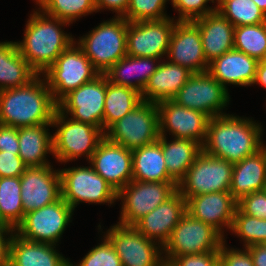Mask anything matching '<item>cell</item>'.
Listing matches in <instances>:
<instances>
[{"label":"cell","mask_w":266,"mask_h":266,"mask_svg":"<svg viewBox=\"0 0 266 266\" xmlns=\"http://www.w3.org/2000/svg\"><path fill=\"white\" fill-rule=\"evenodd\" d=\"M113 245L122 266H163V248L134 226L114 224L103 232Z\"/></svg>","instance_id":"obj_14"},{"label":"cell","mask_w":266,"mask_h":266,"mask_svg":"<svg viewBox=\"0 0 266 266\" xmlns=\"http://www.w3.org/2000/svg\"><path fill=\"white\" fill-rule=\"evenodd\" d=\"M14 233V228L0 223V266H9V247Z\"/></svg>","instance_id":"obj_47"},{"label":"cell","mask_w":266,"mask_h":266,"mask_svg":"<svg viewBox=\"0 0 266 266\" xmlns=\"http://www.w3.org/2000/svg\"><path fill=\"white\" fill-rule=\"evenodd\" d=\"M160 61L158 58L126 55L104 74L110 83L130 87L141 93Z\"/></svg>","instance_id":"obj_28"},{"label":"cell","mask_w":266,"mask_h":266,"mask_svg":"<svg viewBox=\"0 0 266 266\" xmlns=\"http://www.w3.org/2000/svg\"><path fill=\"white\" fill-rule=\"evenodd\" d=\"M133 180L175 182L168 174L159 141L132 150Z\"/></svg>","instance_id":"obj_31"},{"label":"cell","mask_w":266,"mask_h":266,"mask_svg":"<svg viewBox=\"0 0 266 266\" xmlns=\"http://www.w3.org/2000/svg\"><path fill=\"white\" fill-rule=\"evenodd\" d=\"M237 201L230 191L196 195L186 199V212L195 219L211 225L225 237L231 229Z\"/></svg>","instance_id":"obj_21"},{"label":"cell","mask_w":266,"mask_h":266,"mask_svg":"<svg viewBox=\"0 0 266 266\" xmlns=\"http://www.w3.org/2000/svg\"><path fill=\"white\" fill-rule=\"evenodd\" d=\"M178 105L205 113L209 118L225 115L228 90L207 71L193 73L172 99Z\"/></svg>","instance_id":"obj_13"},{"label":"cell","mask_w":266,"mask_h":266,"mask_svg":"<svg viewBox=\"0 0 266 266\" xmlns=\"http://www.w3.org/2000/svg\"><path fill=\"white\" fill-rule=\"evenodd\" d=\"M88 162L117 192L133 180L132 150L112 143L106 137Z\"/></svg>","instance_id":"obj_20"},{"label":"cell","mask_w":266,"mask_h":266,"mask_svg":"<svg viewBox=\"0 0 266 266\" xmlns=\"http://www.w3.org/2000/svg\"><path fill=\"white\" fill-rule=\"evenodd\" d=\"M230 231L241 238L244 248L261 245L266 241V219L246 215L237 207Z\"/></svg>","instance_id":"obj_38"},{"label":"cell","mask_w":266,"mask_h":266,"mask_svg":"<svg viewBox=\"0 0 266 266\" xmlns=\"http://www.w3.org/2000/svg\"><path fill=\"white\" fill-rule=\"evenodd\" d=\"M254 84H259L266 89V58L260 60L257 64Z\"/></svg>","instance_id":"obj_50"},{"label":"cell","mask_w":266,"mask_h":266,"mask_svg":"<svg viewBox=\"0 0 266 266\" xmlns=\"http://www.w3.org/2000/svg\"><path fill=\"white\" fill-rule=\"evenodd\" d=\"M39 9L48 16L70 24L83 16L97 12L95 0H35Z\"/></svg>","instance_id":"obj_35"},{"label":"cell","mask_w":266,"mask_h":266,"mask_svg":"<svg viewBox=\"0 0 266 266\" xmlns=\"http://www.w3.org/2000/svg\"><path fill=\"white\" fill-rule=\"evenodd\" d=\"M51 124L18 128L19 157L26 167L50 165L47 154L53 155Z\"/></svg>","instance_id":"obj_29"},{"label":"cell","mask_w":266,"mask_h":266,"mask_svg":"<svg viewBox=\"0 0 266 266\" xmlns=\"http://www.w3.org/2000/svg\"><path fill=\"white\" fill-rule=\"evenodd\" d=\"M258 62L256 58L232 49L209 63L207 72L227 90L228 84L246 87L254 83Z\"/></svg>","instance_id":"obj_23"},{"label":"cell","mask_w":266,"mask_h":266,"mask_svg":"<svg viewBox=\"0 0 266 266\" xmlns=\"http://www.w3.org/2000/svg\"><path fill=\"white\" fill-rule=\"evenodd\" d=\"M37 75L21 56L15 41L0 42V90L24 86Z\"/></svg>","instance_id":"obj_30"},{"label":"cell","mask_w":266,"mask_h":266,"mask_svg":"<svg viewBox=\"0 0 266 266\" xmlns=\"http://www.w3.org/2000/svg\"><path fill=\"white\" fill-rule=\"evenodd\" d=\"M127 27L128 21L115 14L76 42L100 74L127 55Z\"/></svg>","instance_id":"obj_4"},{"label":"cell","mask_w":266,"mask_h":266,"mask_svg":"<svg viewBox=\"0 0 266 266\" xmlns=\"http://www.w3.org/2000/svg\"><path fill=\"white\" fill-rule=\"evenodd\" d=\"M26 169L19 153L0 151V178L20 177Z\"/></svg>","instance_id":"obj_45"},{"label":"cell","mask_w":266,"mask_h":266,"mask_svg":"<svg viewBox=\"0 0 266 266\" xmlns=\"http://www.w3.org/2000/svg\"><path fill=\"white\" fill-rule=\"evenodd\" d=\"M57 108L41 74L24 86L0 90V124L3 125L19 128L51 124Z\"/></svg>","instance_id":"obj_2"},{"label":"cell","mask_w":266,"mask_h":266,"mask_svg":"<svg viewBox=\"0 0 266 266\" xmlns=\"http://www.w3.org/2000/svg\"><path fill=\"white\" fill-rule=\"evenodd\" d=\"M56 245L32 242L13 234L9 247V266H69Z\"/></svg>","instance_id":"obj_26"},{"label":"cell","mask_w":266,"mask_h":266,"mask_svg":"<svg viewBox=\"0 0 266 266\" xmlns=\"http://www.w3.org/2000/svg\"><path fill=\"white\" fill-rule=\"evenodd\" d=\"M219 256L224 266H254L251 254L246 248H230L226 242L222 244Z\"/></svg>","instance_id":"obj_43"},{"label":"cell","mask_w":266,"mask_h":266,"mask_svg":"<svg viewBox=\"0 0 266 266\" xmlns=\"http://www.w3.org/2000/svg\"><path fill=\"white\" fill-rule=\"evenodd\" d=\"M170 0H130L123 16L128 22L162 20L167 17L165 7Z\"/></svg>","instance_id":"obj_39"},{"label":"cell","mask_w":266,"mask_h":266,"mask_svg":"<svg viewBox=\"0 0 266 266\" xmlns=\"http://www.w3.org/2000/svg\"><path fill=\"white\" fill-rule=\"evenodd\" d=\"M105 137L112 143L133 150L159 140V110L157 103L142 101L123 118L115 122Z\"/></svg>","instance_id":"obj_8"},{"label":"cell","mask_w":266,"mask_h":266,"mask_svg":"<svg viewBox=\"0 0 266 266\" xmlns=\"http://www.w3.org/2000/svg\"><path fill=\"white\" fill-rule=\"evenodd\" d=\"M73 42L43 74L54 100L58 103L70 91L90 82L100 72L82 49Z\"/></svg>","instance_id":"obj_7"},{"label":"cell","mask_w":266,"mask_h":266,"mask_svg":"<svg viewBox=\"0 0 266 266\" xmlns=\"http://www.w3.org/2000/svg\"><path fill=\"white\" fill-rule=\"evenodd\" d=\"M246 249L251 254L254 266H266V248L263 245H251Z\"/></svg>","instance_id":"obj_49"},{"label":"cell","mask_w":266,"mask_h":266,"mask_svg":"<svg viewBox=\"0 0 266 266\" xmlns=\"http://www.w3.org/2000/svg\"><path fill=\"white\" fill-rule=\"evenodd\" d=\"M141 93L133 88L112 84L106 77L103 131L123 118L142 102Z\"/></svg>","instance_id":"obj_33"},{"label":"cell","mask_w":266,"mask_h":266,"mask_svg":"<svg viewBox=\"0 0 266 266\" xmlns=\"http://www.w3.org/2000/svg\"><path fill=\"white\" fill-rule=\"evenodd\" d=\"M266 15V0H253Z\"/></svg>","instance_id":"obj_51"},{"label":"cell","mask_w":266,"mask_h":266,"mask_svg":"<svg viewBox=\"0 0 266 266\" xmlns=\"http://www.w3.org/2000/svg\"><path fill=\"white\" fill-rule=\"evenodd\" d=\"M106 75L100 74L90 82L70 91L57 104L70 118L103 129Z\"/></svg>","instance_id":"obj_16"},{"label":"cell","mask_w":266,"mask_h":266,"mask_svg":"<svg viewBox=\"0 0 266 266\" xmlns=\"http://www.w3.org/2000/svg\"><path fill=\"white\" fill-rule=\"evenodd\" d=\"M70 23L43 13L39 8L30 14L22 41L15 42L21 56L38 73L43 74L73 42L63 27Z\"/></svg>","instance_id":"obj_3"},{"label":"cell","mask_w":266,"mask_h":266,"mask_svg":"<svg viewBox=\"0 0 266 266\" xmlns=\"http://www.w3.org/2000/svg\"><path fill=\"white\" fill-rule=\"evenodd\" d=\"M73 211L61 197L50 205L26 213L15 233L28 241L57 245L72 222Z\"/></svg>","instance_id":"obj_12"},{"label":"cell","mask_w":266,"mask_h":266,"mask_svg":"<svg viewBox=\"0 0 266 266\" xmlns=\"http://www.w3.org/2000/svg\"><path fill=\"white\" fill-rule=\"evenodd\" d=\"M233 163L208 155L203 150L178 183V191L187 199L196 195L229 191Z\"/></svg>","instance_id":"obj_10"},{"label":"cell","mask_w":266,"mask_h":266,"mask_svg":"<svg viewBox=\"0 0 266 266\" xmlns=\"http://www.w3.org/2000/svg\"><path fill=\"white\" fill-rule=\"evenodd\" d=\"M215 266H224L221 261H219Z\"/></svg>","instance_id":"obj_52"},{"label":"cell","mask_w":266,"mask_h":266,"mask_svg":"<svg viewBox=\"0 0 266 266\" xmlns=\"http://www.w3.org/2000/svg\"><path fill=\"white\" fill-rule=\"evenodd\" d=\"M130 0H95L97 12L109 9L117 14V17H123Z\"/></svg>","instance_id":"obj_48"},{"label":"cell","mask_w":266,"mask_h":266,"mask_svg":"<svg viewBox=\"0 0 266 266\" xmlns=\"http://www.w3.org/2000/svg\"><path fill=\"white\" fill-rule=\"evenodd\" d=\"M217 0H171L173 8L178 11L177 21H194L216 10V5L209 7L208 2ZM208 5V6H207Z\"/></svg>","instance_id":"obj_41"},{"label":"cell","mask_w":266,"mask_h":266,"mask_svg":"<svg viewBox=\"0 0 266 266\" xmlns=\"http://www.w3.org/2000/svg\"><path fill=\"white\" fill-rule=\"evenodd\" d=\"M0 151L19 153L18 128L0 124Z\"/></svg>","instance_id":"obj_46"},{"label":"cell","mask_w":266,"mask_h":266,"mask_svg":"<svg viewBox=\"0 0 266 266\" xmlns=\"http://www.w3.org/2000/svg\"><path fill=\"white\" fill-rule=\"evenodd\" d=\"M262 128L252 118L234 114L210 118L202 150L234 164L263 148Z\"/></svg>","instance_id":"obj_1"},{"label":"cell","mask_w":266,"mask_h":266,"mask_svg":"<svg viewBox=\"0 0 266 266\" xmlns=\"http://www.w3.org/2000/svg\"><path fill=\"white\" fill-rule=\"evenodd\" d=\"M158 141L162 146L168 174L178 184L202 151V146L190 139L173 138L169 141L166 136H160Z\"/></svg>","instance_id":"obj_32"},{"label":"cell","mask_w":266,"mask_h":266,"mask_svg":"<svg viewBox=\"0 0 266 266\" xmlns=\"http://www.w3.org/2000/svg\"><path fill=\"white\" fill-rule=\"evenodd\" d=\"M167 61L187 68L192 73L208 70L202 39L193 21H177L170 38Z\"/></svg>","instance_id":"obj_19"},{"label":"cell","mask_w":266,"mask_h":266,"mask_svg":"<svg viewBox=\"0 0 266 266\" xmlns=\"http://www.w3.org/2000/svg\"><path fill=\"white\" fill-rule=\"evenodd\" d=\"M167 17L162 20L128 22L127 55L158 58L167 55L171 34L177 20Z\"/></svg>","instance_id":"obj_15"},{"label":"cell","mask_w":266,"mask_h":266,"mask_svg":"<svg viewBox=\"0 0 266 266\" xmlns=\"http://www.w3.org/2000/svg\"><path fill=\"white\" fill-rule=\"evenodd\" d=\"M176 182L132 180L117 192L122 207L118 224L133 226L139 219L170 198L177 190Z\"/></svg>","instance_id":"obj_11"},{"label":"cell","mask_w":266,"mask_h":266,"mask_svg":"<svg viewBox=\"0 0 266 266\" xmlns=\"http://www.w3.org/2000/svg\"><path fill=\"white\" fill-rule=\"evenodd\" d=\"M21 199L24 214L50 205L61 198L59 170L52 165L26 167L20 176Z\"/></svg>","instance_id":"obj_18"},{"label":"cell","mask_w":266,"mask_h":266,"mask_svg":"<svg viewBox=\"0 0 266 266\" xmlns=\"http://www.w3.org/2000/svg\"><path fill=\"white\" fill-rule=\"evenodd\" d=\"M237 207L246 215L266 219V189L243 197Z\"/></svg>","instance_id":"obj_42"},{"label":"cell","mask_w":266,"mask_h":266,"mask_svg":"<svg viewBox=\"0 0 266 266\" xmlns=\"http://www.w3.org/2000/svg\"><path fill=\"white\" fill-rule=\"evenodd\" d=\"M103 237L101 243L88 251L79 264L69 262V266H122L113 245Z\"/></svg>","instance_id":"obj_40"},{"label":"cell","mask_w":266,"mask_h":266,"mask_svg":"<svg viewBox=\"0 0 266 266\" xmlns=\"http://www.w3.org/2000/svg\"><path fill=\"white\" fill-rule=\"evenodd\" d=\"M61 197L75 209L78 204L113 205L117 201V191L92 166H77L59 169Z\"/></svg>","instance_id":"obj_9"},{"label":"cell","mask_w":266,"mask_h":266,"mask_svg":"<svg viewBox=\"0 0 266 266\" xmlns=\"http://www.w3.org/2000/svg\"><path fill=\"white\" fill-rule=\"evenodd\" d=\"M219 261V251H211L202 254L177 256L168 266H215Z\"/></svg>","instance_id":"obj_44"},{"label":"cell","mask_w":266,"mask_h":266,"mask_svg":"<svg viewBox=\"0 0 266 266\" xmlns=\"http://www.w3.org/2000/svg\"><path fill=\"white\" fill-rule=\"evenodd\" d=\"M216 10L234 27L266 22L265 13L253 0H217Z\"/></svg>","instance_id":"obj_36"},{"label":"cell","mask_w":266,"mask_h":266,"mask_svg":"<svg viewBox=\"0 0 266 266\" xmlns=\"http://www.w3.org/2000/svg\"><path fill=\"white\" fill-rule=\"evenodd\" d=\"M266 189V149L233 164L229 191L238 202L253 192Z\"/></svg>","instance_id":"obj_27"},{"label":"cell","mask_w":266,"mask_h":266,"mask_svg":"<svg viewBox=\"0 0 266 266\" xmlns=\"http://www.w3.org/2000/svg\"><path fill=\"white\" fill-rule=\"evenodd\" d=\"M186 213V199L177 190L170 198L139 219L133 226L162 248Z\"/></svg>","instance_id":"obj_22"},{"label":"cell","mask_w":266,"mask_h":266,"mask_svg":"<svg viewBox=\"0 0 266 266\" xmlns=\"http://www.w3.org/2000/svg\"><path fill=\"white\" fill-rule=\"evenodd\" d=\"M51 125L57 128L52 135L53 157L65 164L84 155L89 161L99 143L105 138L102 128L73 120L58 108Z\"/></svg>","instance_id":"obj_5"},{"label":"cell","mask_w":266,"mask_h":266,"mask_svg":"<svg viewBox=\"0 0 266 266\" xmlns=\"http://www.w3.org/2000/svg\"><path fill=\"white\" fill-rule=\"evenodd\" d=\"M261 245H263L266 248V241L263 244H261Z\"/></svg>","instance_id":"obj_53"},{"label":"cell","mask_w":266,"mask_h":266,"mask_svg":"<svg viewBox=\"0 0 266 266\" xmlns=\"http://www.w3.org/2000/svg\"><path fill=\"white\" fill-rule=\"evenodd\" d=\"M24 216L20 177L0 178V223L15 229Z\"/></svg>","instance_id":"obj_34"},{"label":"cell","mask_w":266,"mask_h":266,"mask_svg":"<svg viewBox=\"0 0 266 266\" xmlns=\"http://www.w3.org/2000/svg\"><path fill=\"white\" fill-rule=\"evenodd\" d=\"M225 241V237L214 227L186 212L163 246V259L168 265L180 255L219 251Z\"/></svg>","instance_id":"obj_6"},{"label":"cell","mask_w":266,"mask_h":266,"mask_svg":"<svg viewBox=\"0 0 266 266\" xmlns=\"http://www.w3.org/2000/svg\"><path fill=\"white\" fill-rule=\"evenodd\" d=\"M192 74L187 68L163 59L143 88L141 98L150 103L171 100Z\"/></svg>","instance_id":"obj_25"},{"label":"cell","mask_w":266,"mask_h":266,"mask_svg":"<svg viewBox=\"0 0 266 266\" xmlns=\"http://www.w3.org/2000/svg\"><path fill=\"white\" fill-rule=\"evenodd\" d=\"M234 49L258 61L266 58V22L234 27Z\"/></svg>","instance_id":"obj_37"},{"label":"cell","mask_w":266,"mask_h":266,"mask_svg":"<svg viewBox=\"0 0 266 266\" xmlns=\"http://www.w3.org/2000/svg\"><path fill=\"white\" fill-rule=\"evenodd\" d=\"M157 106L160 136L169 132L172 138L190 139L201 146L205 143L210 119L205 113L178 105L172 99L158 102Z\"/></svg>","instance_id":"obj_17"},{"label":"cell","mask_w":266,"mask_h":266,"mask_svg":"<svg viewBox=\"0 0 266 266\" xmlns=\"http://www.w3.org/2000/svg\"><path fill=\"white\" fill-rule=\"evenodd\" d=\"M207 63L234 49V25L218 10L195 19Z\"/></svg>","instance_id":"obj_24"}]
</instances>
